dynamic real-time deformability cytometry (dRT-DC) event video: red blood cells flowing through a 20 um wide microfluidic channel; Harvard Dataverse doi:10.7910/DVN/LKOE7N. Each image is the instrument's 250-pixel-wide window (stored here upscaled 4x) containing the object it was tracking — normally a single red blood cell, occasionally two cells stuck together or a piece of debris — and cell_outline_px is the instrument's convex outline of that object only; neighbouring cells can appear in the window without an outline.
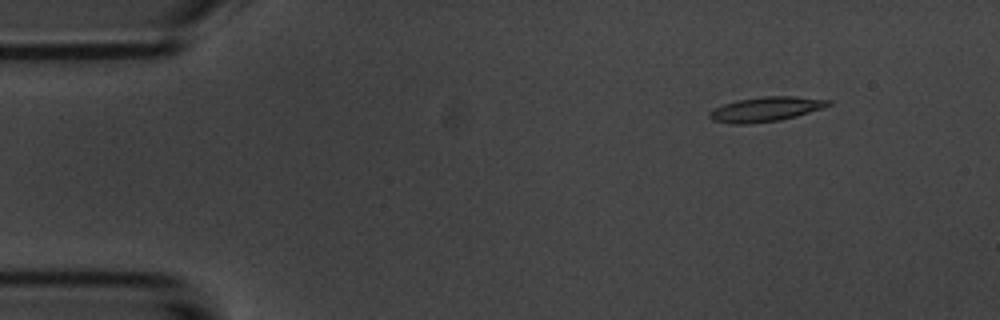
{"species": "common noctule bat (a hibernating species)", "species_latin": "Nyctalus noctula", "temperature_condition": "room temperature", "stored_images_in_passage": 6, "camera_frame_rate_fps": 3000, "um_per_image_px": 0.085, "animal": {"sex": "male", "body_mass_g": 20.1, "forearm_length_mm": 53.5}, "frame": {"image": 1, "passage_image": 1, "time_ms": 0.0, "image_size_px": [1000, 320], "cell_outline_px": [[832, 104], [796, 116], [780, 120], [748, 124], [732, 124], [712, 120], [708, 116], [708, 112], [724, 104], [736, 100], [764, 96], [796, 96], [832, 100]], "centroid_in_image_um": [65.07, 9.28], "position_along_channel_um": 19.9, "area_um2": 16.99}}
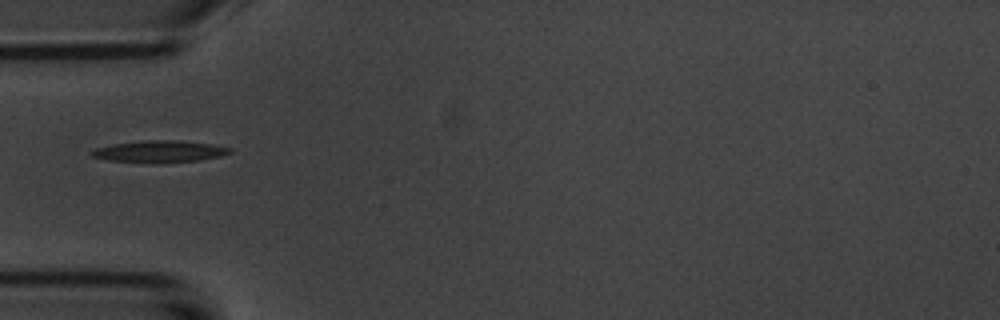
{"frame": {"image": 2, "passage_image": 4, "time_ms": 3.667, "image_size_px": [1000, 320], "cell_outline_px": [[232, 152], [220, 156], [200, 160], [164, 164], [108, 160], [92, 156], [88, 152], [96, 148], [112, 144], [144, 140], [180, 140], [212, 144], [232, 148]], "centroid_in_image_um": [13.58, 12.88], "position_along_channel_um": 71.4, "area_um2": 17.86}}
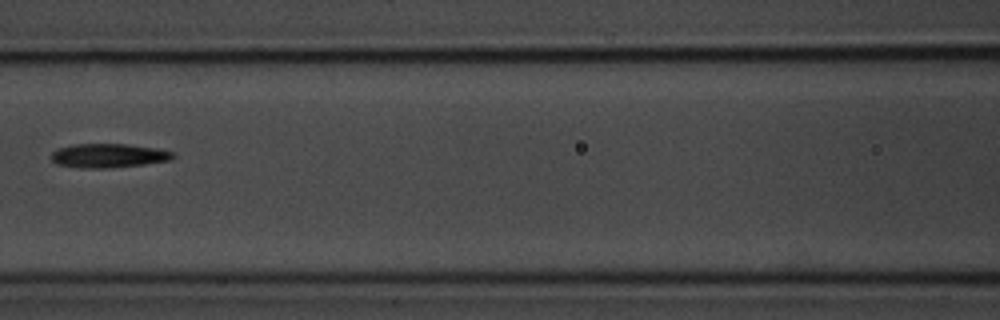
{"frame": {"image": 3, "passage_image": 6, "time_ms": 6.0, "image_size_px": [1000, 320], "cell_outline_px": [[176, 156], [172, 160], [144, 164], [112, 168], [80, 168], [56, 164], [52, 160], [52, 152], [56, 148], [72, 144], [128, 144], [156, 148], [172, 152]], "centroid_in_image_um": [9.21, 13.23], "position_along_channel_um": 157.4, "area_um2": 17.22}}